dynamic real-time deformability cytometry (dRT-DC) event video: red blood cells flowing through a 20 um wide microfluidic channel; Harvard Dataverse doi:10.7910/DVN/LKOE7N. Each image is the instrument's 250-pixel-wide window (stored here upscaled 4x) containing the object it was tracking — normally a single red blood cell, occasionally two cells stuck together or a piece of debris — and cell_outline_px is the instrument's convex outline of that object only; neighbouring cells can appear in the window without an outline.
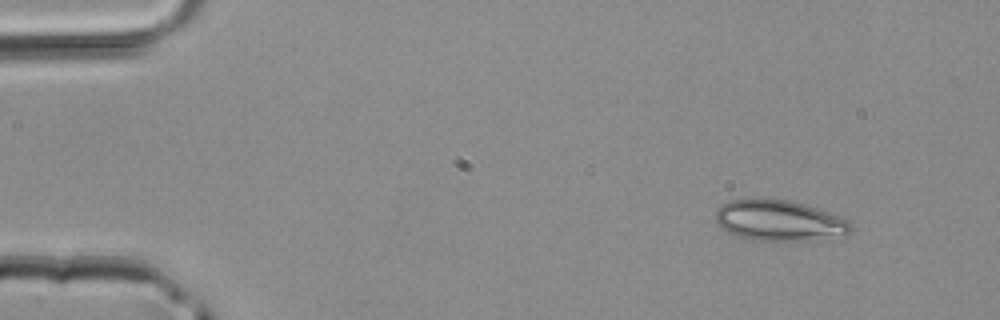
{"species": "common noctule bat (a hibernating species)", "species_latin": "Nyctalus noctula", "temperature_condition": "room temperature", "stored_images_in_passage": 43, "camera_frame_rate_fps": 3000, "um_per_image_px": 0.085, "animal": {"sex": "male", "body_mass_g": 20.4}, "frame": {"image": 1, "passage_image": 1, "time_ms": 0.0, "image_size_px": [1000, 320], "cell_outline_px": [[852, 232], [796, 240], [752, 240], [736, 236], [720, 228], [716, 220], [716, 212], [720, 204], [728, 200], [760, 196], [792, 200], [828, 212], [848, 220], [852, 224]], "centroid_in_image_um": [66.1, 18.68], "position_along_channel_um": 18.9, "area_um2": 32.14}}
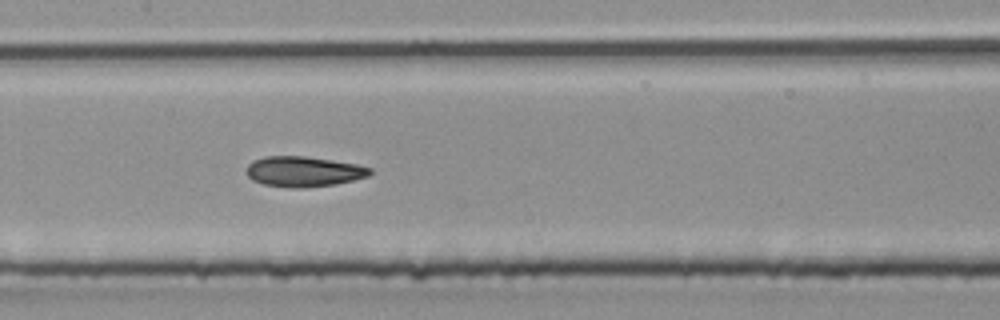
{"frame": {"image": 2, "passage_image": 19, "time_ms": 6.0, "image_size_px": [1000, 320], "cell_outline_px": [[372, 172], [368, 176], [336, 184], [304, 188], [292, 188], [264, 184], [252, 180], [244, 172], [248, 164], [252, 160], [264, 156], [304, 156], [332, 160], [356, 164], [372, 168]], "centroid_in_image_um": [25.77, 14.58], "position_along_channel_um": 181.6, "area_um2": 21.96}}
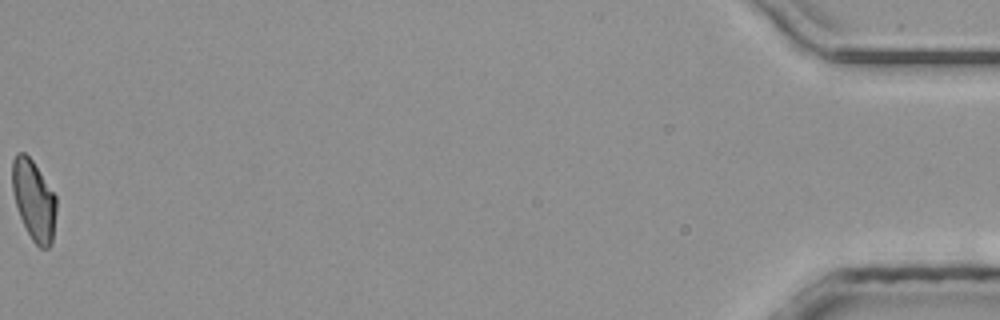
{"frame": {"image": 3, "passage_image": 43, "time_ms": 14.0, "image_size_px": [1000, 320], "cell_outline_px": [[56, 212], [52, 244], [48, 248], [40, 248], [32, 240], [20, 216], [12, 192], [12, 160], [16, 152], [24, 152], [32, 160], [56, 196]], "centroid_in_image_um": [2.87, 17.01], "position_along_channel_um": 432.3, "area_um2": 20.52}}